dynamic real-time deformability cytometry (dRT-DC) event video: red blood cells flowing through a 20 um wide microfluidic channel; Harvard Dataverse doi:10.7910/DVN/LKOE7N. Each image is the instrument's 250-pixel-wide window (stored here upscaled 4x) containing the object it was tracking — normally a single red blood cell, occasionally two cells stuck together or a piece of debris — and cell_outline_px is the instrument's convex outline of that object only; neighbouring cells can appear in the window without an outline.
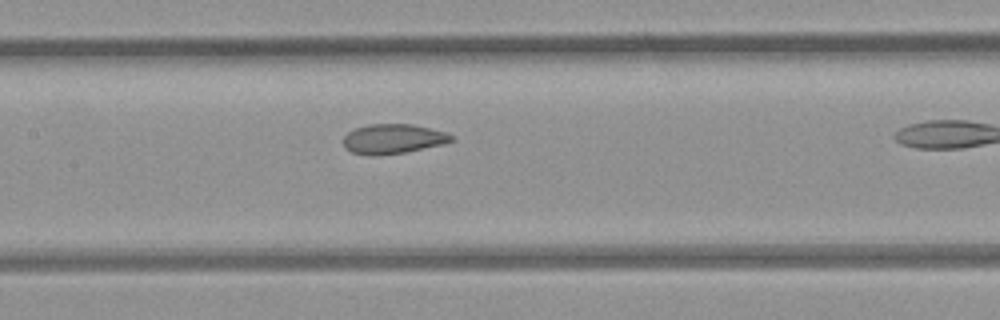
{"species": "common noctule bat (a hibernating species)", "species_latin": "Nyctalus noctula", "temperature_condition": "room temperature", "stored_images_in_passage": 12, "camera_frame_rate_fps": 3000, "um_per_image_px": 0.085, "animal": {"sex": "female", "body_mass_g": 21.9}, "frame": {"image": 1, "passage_image": 9, "time_ms": 2.667, "image_size_px": [1000, 320], "cell_outline_px": [[452, 140], [444, 144], [404, 152], [352, 152], [344, 148], [344, 136], [348, 132], [356, 128], [368, 124], [412, 124], [444, 132], [452, 136]], "centroid_in_image_um": [33.42, 11.75], "position_along_channel_um": 174.0, "area_um2": 17.69}}